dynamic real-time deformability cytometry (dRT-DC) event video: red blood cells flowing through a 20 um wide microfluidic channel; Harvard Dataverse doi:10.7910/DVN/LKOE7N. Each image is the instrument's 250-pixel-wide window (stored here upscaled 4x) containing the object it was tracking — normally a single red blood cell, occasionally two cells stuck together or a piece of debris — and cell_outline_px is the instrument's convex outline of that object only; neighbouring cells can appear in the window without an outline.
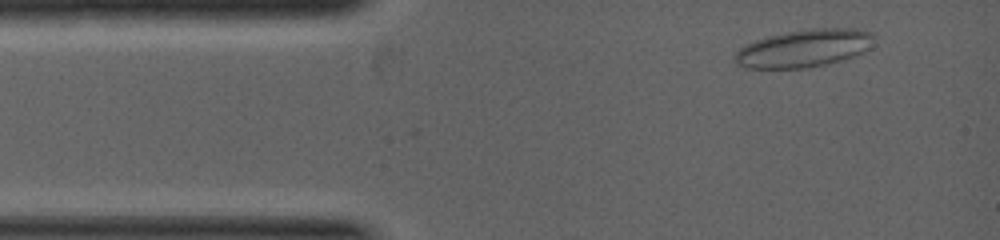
{"species": "common noctule bat (a hibernating species)", "species_latin": "Nyctalus noctula", "temperature_condition": "warm", "stored_images_in_passage": 6, "camera_frame_rate_fps": 5000, "um_per_image_px": 0.085, "animal": {"sex": "female", "body_mass_g": 19.0, "forearm_length_mm": 53.3}, "frame": {"image": 1, "passage_image": 2, "time_ms": 0.4, "image_size_px": [1000, 240], "cell_outline_px": [[876, 36], [868, 52], [856, 56], [828, 64], [808, 68], [744, 68], [736, 64], [732, 56], [744, 44], [768, 36], [788, 32], [812, 28], [856, 28], [872, 32]], "centroid_in_image_um": [68.39, 4.11], "position_along_channel_um": 16.6, "area_um2": 31.15}}
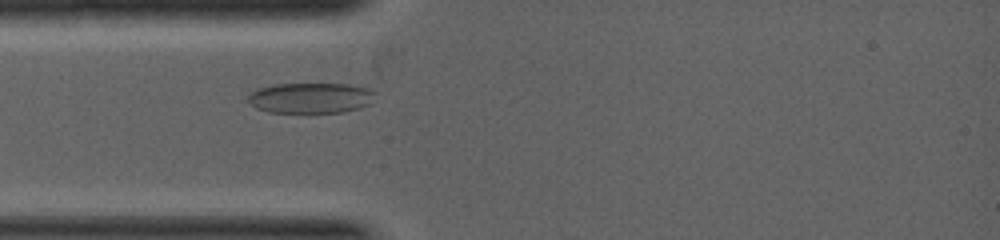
{"frame": {"image": 2, "passage_image": 6, "time_ms": 1.6, "image_size_px": [1000, 240], "cell_outline_px": [[376, 92], [372, 104], [360, 108], [344, 112], [268, 112], [256, 108], [248, 100], [248, 92], [256, 88], [272, 84], [348, 84], [368, 88]], "centroid_in_image_um": [26.41, 8.32], "position_along_channel_um": 58.6, "area_um2": 22.89}}